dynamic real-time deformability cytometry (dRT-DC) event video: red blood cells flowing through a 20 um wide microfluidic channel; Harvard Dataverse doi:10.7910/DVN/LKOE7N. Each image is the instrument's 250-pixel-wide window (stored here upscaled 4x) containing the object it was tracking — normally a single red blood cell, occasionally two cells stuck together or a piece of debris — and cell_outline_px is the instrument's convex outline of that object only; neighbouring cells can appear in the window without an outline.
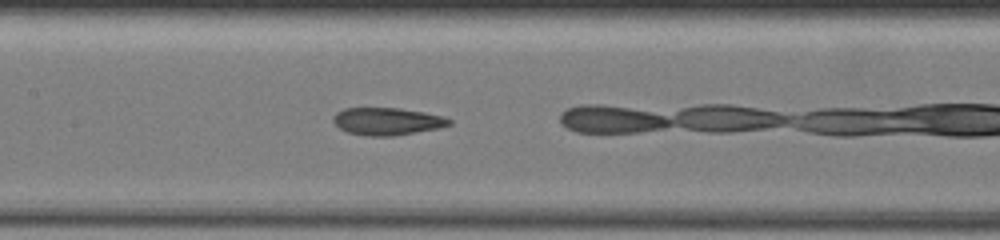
{"species": "common noctule bat (a hibernating species)", "species_latin": "Nyctalus noctula", "temperature_condition": "warm", "stored_images_in_passage": 41, "camera_frame_rate_fps": 3000, "um_per_image_px": 0.085, "animal": {"sex": "female", "body_mass_g": 19.5, "forearm_length_mm": 54.1}, "frame": {"image": 1, "passage_image": 31, "time_ms": 10.0, "image_size_px": [1000, 240], "cell_outline_px": [[452, 124], [440, 128], [392, 136], [364, 136], [348, 132], [340, 128], [332, 120], [332, 116], [336, 112], [344, 108], [396, 108], [424, 112], [440, 116], [452, 120]], "centroid_in_image_um": [32.88, 10.32], "position_along_channel_um": 174.5, "area_um2": 18.5}}
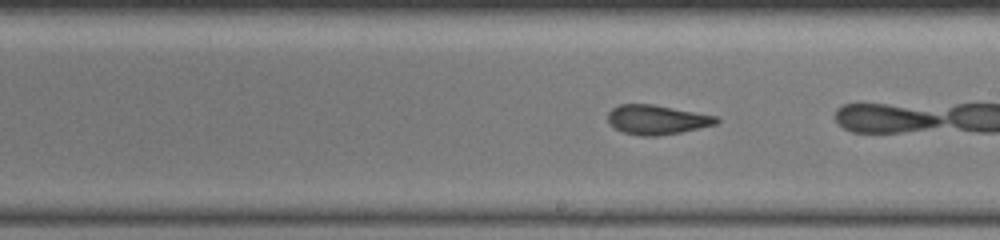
{"frame": {"image": 2, "passage_image": 36, "time_ms": 11.667, "image_size_px": [1000, 240], "cell_outline_px": [[720, 120], [716, 124], [680, 132], [656, 136], [640, 136], [624, 132], [616, 128], [608, 120], [608, 112], [612, 108], [620, 104], [652, 104], [716, 116]], "centroid_in_image_um": [55.82, 10.17], "position_along_channel_um": 233.2, "area_um2": 18.32}}